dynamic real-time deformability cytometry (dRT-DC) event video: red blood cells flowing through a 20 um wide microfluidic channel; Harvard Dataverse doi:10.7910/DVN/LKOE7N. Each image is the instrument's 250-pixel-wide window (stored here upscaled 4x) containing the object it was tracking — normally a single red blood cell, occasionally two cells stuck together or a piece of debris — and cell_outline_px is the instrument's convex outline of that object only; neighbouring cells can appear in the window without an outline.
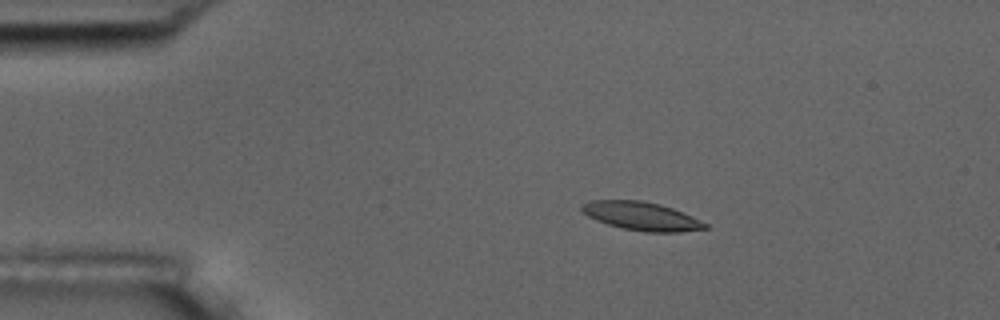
{"species": "common noctule bat (a hibernating species)", "species_latin": "Nyctalus noctula", "temperature_condition": "room temperature", "stored_images_in_passage": 6, "camera_frame_rate_fps": 3000, "um_per_image_px": 0.085, "animal": {"sex": "male", "body_mass_g": 17.5, "forearm_length_mm": 52.3}, "frame": {"image": 1, "passage_image": 3, "time_ms": 2.333, "image_size_px": [1000, 320], "cell_outline_px": [[708, 228], [680, 232], [644, 232], [624, 228], [608, 224], [596, 220], [588, 216], [580, 208], [584, 204], [592, 200], [640, 200], [660, 204], [672, 208], [692, 216], [708, 224]], "centroid_in_image_um": [54.55, 18.37], "position_along_channel_um": 30.4, "area_um2": 20.23}}
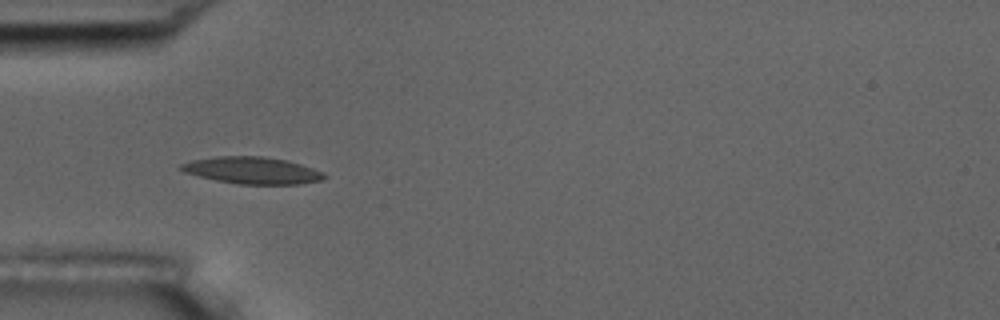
{"frame": {"image": 2, "passage_image": 5, "time_ms": 4.667, "image_size_px": [1000, 320], "cell_outline_px": [[328, 176], [320, 180], [300, 184], [236, 184], [216, 180], [184, 172], [176, 168], [180, 164], [192, 160], [216, 156], [264, 156], [288, 160], [324, 172]], "centroid_in_image_um": [21.42, 14.48], "position_along_channel_um": 63.6, "area_um2": 22.54}}